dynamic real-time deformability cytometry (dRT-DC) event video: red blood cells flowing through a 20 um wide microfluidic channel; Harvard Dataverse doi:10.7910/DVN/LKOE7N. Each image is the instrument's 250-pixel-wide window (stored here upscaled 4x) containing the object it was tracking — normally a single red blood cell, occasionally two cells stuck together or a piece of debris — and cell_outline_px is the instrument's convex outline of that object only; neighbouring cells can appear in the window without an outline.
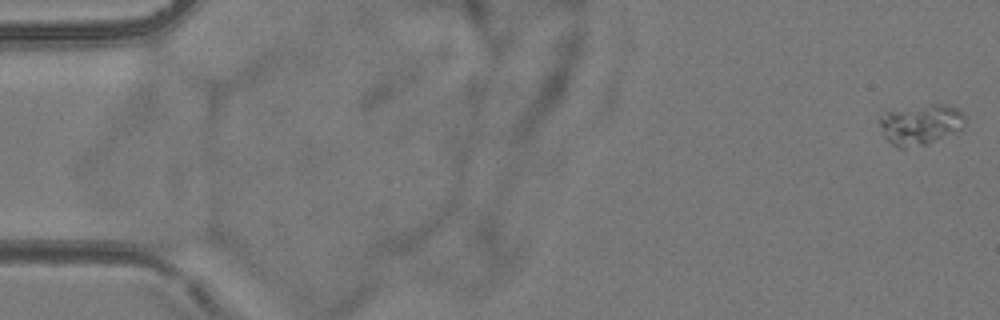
{"species": "common noctule bat (a hibernating species)", "species_latin": "Nyctalus noctula", "temperature_condition": "room temperature", "stored_images_in_passage": 4, "camera_frame_rate_fps": 3000, "um_per_image_px": 0.085, "animal": {"sex": "female", "body_mass_g": 24.6, "forearm_length_mm": 56.2}, "frame": {"image": 1, "passage_image": 1, "time_ms": 0.0, "image_size_px": [1000, 320], "cell_outline_px": [[968, 124], [956, 132], [928, 144], [904, 148], [896, 148], [884, 136], [880, 124], [880, 116], [888, 112], [936, 104], [944, 104], [956, 108], [964, 112], [968, 120]], "centroid_in_image_um": [78.34, 10.61], "position_along_channel_um": 6.7, "area_um2": 20.0}}